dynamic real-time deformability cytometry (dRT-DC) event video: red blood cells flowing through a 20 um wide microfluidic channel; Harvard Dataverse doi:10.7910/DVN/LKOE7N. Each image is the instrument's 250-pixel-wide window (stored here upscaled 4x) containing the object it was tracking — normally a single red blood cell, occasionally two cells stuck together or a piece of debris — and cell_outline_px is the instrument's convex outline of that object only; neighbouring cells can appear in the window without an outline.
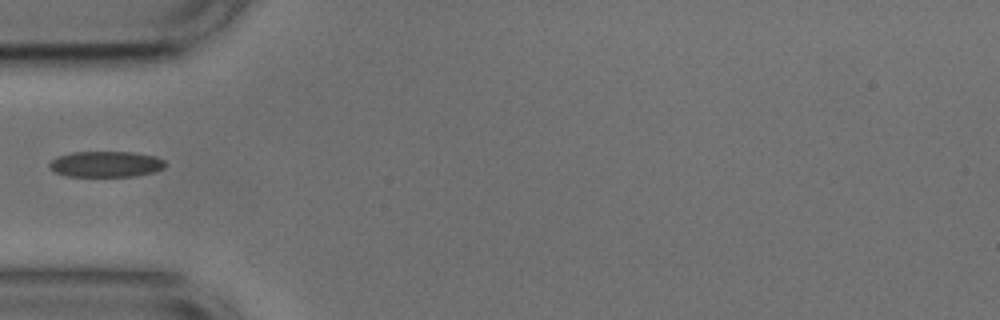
{"species": "common noctule bat (a hibernating species)", "species_latin": "Nyctalus noctula", "temperature_condition": "cold", "stored_images_in_passage": 5, "camera_frame_rate_fps": 3000, "um_per_image_px": 0.085, "animal": {"sex": "male", "body_mass_g": 17.9, "forearm_length_mm": 54.2}, "frame": {"image": 1, "passage_image": 1, "time_ms": 0.0, "image_size_px": [1000, 320], "cell_outline_px": [[164, 168], [152, 172], [136, 176], [68, 176], [56, 172], [48, 164], [56, 156], [72, 152], [132, 152], [156, 156], [164, 160]], "centroid_in_image_um": [9.0, 13.94], "position_along_channel_um": 76.0, "area_um2": 17.34}}